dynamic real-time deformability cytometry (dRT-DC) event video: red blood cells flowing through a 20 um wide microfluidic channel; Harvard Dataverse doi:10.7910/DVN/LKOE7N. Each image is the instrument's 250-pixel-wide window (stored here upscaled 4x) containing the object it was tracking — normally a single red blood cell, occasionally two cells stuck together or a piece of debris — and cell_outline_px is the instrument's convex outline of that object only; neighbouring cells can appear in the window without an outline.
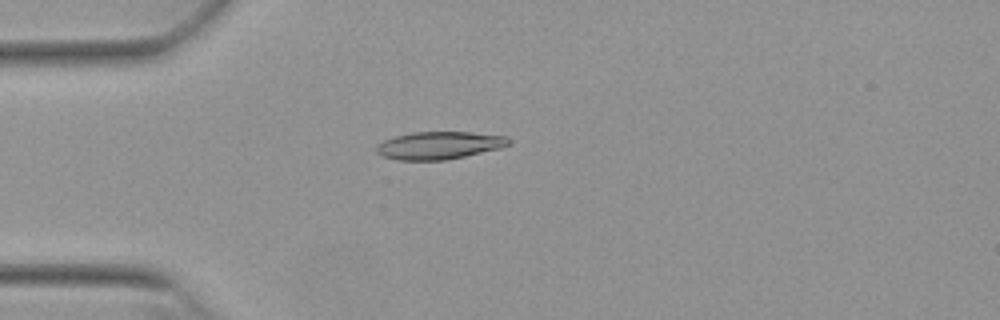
{"species": "Egyptian fruit bat (a non-hibernating species)", "species_latin": "Rousettus aegyptiacus", "temperature_condition": "warm", "stored_images_in_passage": 42, "camera_frame_rate_fps": 3000, "um_per_image_px": 0.085, "animal": {"sex": "female"}, "frame": {"image": 1, "passage_image": 3, "time_ms": 0.667, "image_size_px": [1000, 320], "cell_outline_px": [[512, 144], [500, 148], [448, 160], [396, 160], [384, 156], [376, 152], [376, 144], [384, 140], [396, 136], [412, 132], [468, 132], [508, 136], [512, 140]], "centroid_in_image_um": [37.36, 12.35], "position_along_channel_um": 47.6, "area_um2": 21.44}}
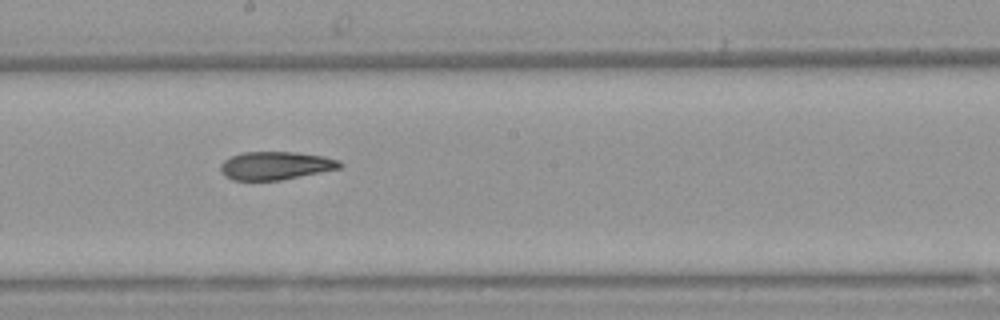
{"frame": {"image": 2, "passage_image": 18, "time_ms": 5.667, "image_size_px": [1000, 320], "cell_outline_px": [[344, 164], [340, 168], [280, 180], [232, 180], [224, 176], [220, 172], [220, 164], [224, 160], [232, 156], [244, 152], [296, 152], [324, 156], [340, 160]], "centroid_in_image_um": [23.41, 14.07], "position_along_channel_um": 224.8, "area_um2": 19.59}}
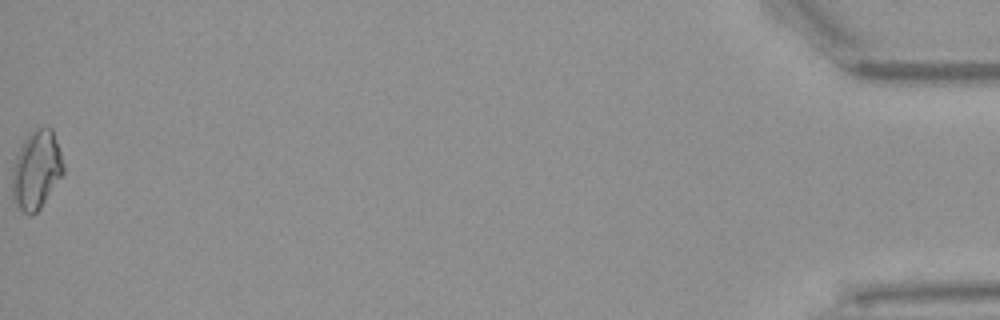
{"frame": {"image": 3, "passage_image": 42, "time_ms": 13.667, "image_size_px": [1000, 320], "cell_outline_px": [[64, 172], [40, 208], [32, 216], [28, 216], [12, 200], [12, 168], [20, 144], [36, 128], [48, 124], [52, 128], [64, 164]], "centroid_in_image_um": [3.08, 14.43], "position_along_channel_um": 432.1, "area_um2": 23.52}, "authors_computed_cell_mechanics": {"area_um2": 20.23, "velocity_mm_per_s": 3.8551, "shape_relaxation_time_tau1_ms": null, "shape_relaxation_time_tau2_ms": 8.0617, "deformation_change_tau1": null, "deformation_change_tau2": 0.1857}}